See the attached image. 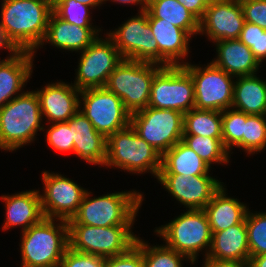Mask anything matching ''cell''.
I'll return each instance as SVG.
<instances>
[{"mask_svg":"<svg viewBox=\"0 0 266 267\" xmlns=\"http://www.w3.org/2000/svg\"><path fill=\"white\" fill-rule=\"evenodd\" d=\"M194 104L193 79L183 66L163 67L154 76L148 106L185 114Z\"/></svg>","mask_w":266,"mask_h":267,"instance_id":"14","label":"cell"},{"mask_svg":"<svg viewBox=\"0 0 266 267\" xmlns=\"http://www.w3.org/2000/svg\"><path fill=\"white\" fill-rule=\"evenodd\" d=\"M225 185L224 183L203 209L207 215L211 232L226 230L242 223L249 209L247 203L228 195Z\"/></svg>","mask_w":266,"mask_h":267,"instance_id":"25","label":"cell"},{"mask_svg":"<svg viewBox=\"0 0 266 267\" xmlns=\"http://www.w3.org/2000/svg\"><path fill=\"white\" fill-rule=\"evenodd\" d=\"M92 11V7L75 0L53 1V12L69 24H74L84 28H103L102 26L99 27L96 24L94 25Z\"/></svg>","mask_w":266,"mask_h":267,"instance_id":"35","label":"cell"},{"mask_svg":"<svg viewBox=\"0 0 266 267\" xmlns=\"http://www.w3.org/2000/svg\"><path fill=\"white\" fill-rule=\"evenodd\" d=\"M34 58V53L28 51L0 58V109L26 91L35 67Z\"/></svg>","mask_w":266,"mask_h":267,"instance_id":"23","label":"cell"},{"mask_svg":"<svg viewBox=\"0 0 266 267\" xmlns=\"http://www.w3.org/2000/svg\"><path fill=\"white\" fill-rule=\"evenodd\" d=\"M41 173L43 188L39 194L44 216L69 221L89 189L59 172L44 170Z\"/></svg>","mask_w":266,"mask_h":267,"instance_id":"15","label":"cell"},{"mask_svg":"<svg viewBox=\"0 0 266 267\" xmlns=\"http://www.w3.org/2000/svg\"><path fill=\"white\" fill-rule=\"evenodd\" d=\"M266 150V115L250 114L244 121L243 152L246 157Z\"/></svg>","mask_w":266,"mask_h":267,"instance_id":"34","label":"cell"},{"mask_svg":"<svg viewBox=\"0 0 266 267\" xmlns=\"http://www.w3.org/2000/svg\"><path fill=\"white\" fill-rule=\"evenodd\" d=\"M245 224L247 227L250 256L266 253V211L248 209Z\"/></svg>","mask_w":266,"mask_h":267,"instance_id":"36","label":"cell"},{"mask_svg":"<svg viewBox=\"0 0 266 267\" xmlns=\"http://www.w3.org/2000/svg\"><path fill=\"white\" fill-rule=\"evenodd\" d=\"M107 159L103 167L157 179L162 155L142 139L129 124L107 138Z\"/></svg>","mask_w":266,"mask_h":267,"instance_id":"5","label":"cell"},{"mask_svg":"<svg viewBox=\"0 0 266 267\" xmlns=\"http://www.w3.org/2000/svg\"><path fill=\"white\" fill-rule=\"evenodd\" d=\"M259 76L235 77L232 108L246 114L266 115V79Z\"/></svg>","mask_w":266,"mask_h":267,"instance_id":"27","label":"cell"},{"mask_svg":"<svg viewBox=\"0 0 266 267\" xmlns=\"http://www.w3.org/2000/svg\"><path fill=\"white\" fill-rule=\"evenodd\" d=\"M184 114L172 109L147 106L132 113L130 125L161 155L182 141Z\"/></svg>","mask_w":266,"mask_h":267,"instance_id":"9","label":"cell"},{"mask_svg":"<svg viewBox=\"0 0 266 267\" xmlns=\"http://www.w3.org/2000/svg\"><path fill=\"white\" fill-rule=\"evenodd\" d=\"M212 175L183 176L158 174L157 182L172 199L186 210L204 209L213 195L223 186L220 178Z\"/></svg>","mask_w":266,"mask_h":267,"instance_id":"16","label":"cell"},{"mask_svg":"<svg viewBox=\"0 0 266 267\" xmlns=\"http://www.w3.org/2000/svg\"><path fill=\"white\" fill-rule=\"evenodd\" d=\"M43 131H45L44 134L46 133L45 142L50 149L61 154H73L74 140L68 122L44 124Z\"/></svg>","mask_w":266,"mask_h":267,"instance_id":"37","label":"cell"},{"mask_svg":"<svg viewBox=\"0 0 266 267\" xmlns=\"http://www.w3.org/2000/svg\"><path fill=\"white\" fill-rule=\"evenodd\" d=\"M20 236V267L59 266L69 247L66 220L44 217Z\"/></svg>","mask_w":266,"mask_h":267,"instance_id":"4","label":"cell"},{"mask_svg":"<svg viewBox=\"0 0 266 267\" xmlns=\"http://www.w3.org/2000/svg\"><path fill=\"white\" fill-rule=\"evenodd\" d=\"M182 142L210 167H214V164L228 166L231 163L230 153L225 149L222 137L183 135Z\"/></svg>","mask_w":266,"mask_h":267,"instance_id":"30","label":"cell"},{"mask_svg":"<svg viewBox=\"0 0 266 267\" xmlns=\"http://www.w3.org/2000/svg\"><path fill=\"white\" fill-rule=\"evenodd\" d=\"M79 110L105 138L130 124L131 114L122 100L105 87L81 90Z\"/></svg>","mask_w":266,"mask_h":267,"instance_id":"13","label":"cell"},{"mask_svg":"<svg viewBox=\"0 0 266 267\" xmlns=\"http://www.w3.org/2000/svg\"><path fill=\"white\" fill-rule=\"evenodd\" d=\"M148 22L159 48V65L169 67L188 64L193 37L168 22H159V18H154L149 12Z\"/></svg>","mask_w":266,"mask_h":267,"instance_id":"19","label":"cell"},{"mask_svg":"<svg viewBox=\"0 0 266 267\" xmlns=\"http://www.w3.org/2000/svg\"><path fill=\"white\" fill-rule=\"evenodd\" d=\"M59 267H105V258L67 248Z\"/></svg>","mask_w":266,"mask_h":267,"instance_id":"39","label":"cell"},{"mask_svg":"<svg viewBox=\"0 0 266 267\" xmlns=\"http://www.w3.org/2000/svg\"><path fill=\"white\" fill-rule=\"evenodd\" d=\"M211 170L212 167L180 141L162 155L159 174L212 175Z\"/></svg>","mask_w":266,"mask_h":267,"instance_id":"28","label":"cell"},{"mask_svg":"<svg viewBox=\"0 0 266 267\" xmlns=\"http://www.w3.org/2000/svg\"><path fill=\"white\" fill-rule=\"evenodd\" d=\"M211 233V246L206 258L249 262L250 250L245 220L226 230Z\"/></svg>","mask_w":266,"mask_h":267,"instance_id":"26","label":"cell"},{"mask_svg":"<svg viewBox=\"0 0 266 267\" xmlns=\"http://www.w3.org/2000/svg\"><path fill=\"white\" fill-rule=\"evenodd\" d=\"M199 21L202 19L207 5L202 0H177Z\"/></svg>","mask_w":266,"mask_h":267,"instance_id":"42","label":"cell"},{"mask_svg":"<svg viewBox=\"0 0 266 267\" xmlns=\"http://www.w3.org/2000/svg\"><path fill=\"white\" fill-rule=\"evenodd\" d=\"M139 236L138 234L135 245L142 251L144 267H184V262L187 265L190 263V267L196 265V263H192L185 255L176 252L164 243L150 245L151 243L149 241Z\"/></svg>","mask_w":266,"mask_h":267,"instance_id":"32","label":"cell"},{"mask_svg":"<svg viewBox=\"0 0 266 267\" xmlns=\"http://www.w3.org/2000/svg\"><path fill=\"white\" fill-rule=\"evenodd\" d=\"M105 267H144L142 251L134 244L123 254L105 258Z\"/></svg>","mask_w":266,"mask_h":267,"instance_id":"41","label":"cell"},{"mask_svg":"<svg viewBox=\"0 0 266 267\" xmlns=\"http://www.w3.org/2000/svg\"><path fill=\"white\" fill-rule=\"evenodd\" d=\"M249 115L232 107L222 111V142L230 156L235 148L243 151L244 121Z\"/></svg>","mask_w":266,"mask_h":267,"instance_id":"33","label":"cell"},{"mask_svg":"<svg viewBox=\"0 0 266 267\" xmlns=\"http://www.w3.org/2000/svg\"><path fill=\"white\" fill-rule=\"evenodd\" d=\"M202 1L208 6L220 0H202Z\"/></svg>","mask_w":266,"mask_h":267,"instance_id":"48","label":"cell"},{"mask_svg":"<svg viewBox=\"0 0 266 267\" xmlns=\"http://www.w3.org/2000/svg\"><path fill=\"white\" fill-rule=\"evenodd\" d=\"M7 50L9 54L8 57L13 56L18 50L14 47V45L9 41L6 34L4 33L3 28L0 26V51Z\"/></svg>","mask_w":266,"mask_h":267,"instance_id":"44","label":"cell"},{"mask_svg":"<svg viewBox=\"0 0 266 267\" xmlns=\"http://www.w3.org/2000/svg\"><path fill=\"white\" fill-rule=\"evenodd\" d=\"M103 36L78 54L75 78L71 82L80 91L105 87L109 75L123 60L114 42L105 33Z\"/></svg>","mask_w":266,"mask_h":267,"instance_id":"10","label":"cell"},{"mask_svg":"<svg viewBox=\"0 0 266 267\" xmlns=\"http://www.w3.org/2000/svg\"><path fill=\"white\" fill-rule=\"evenodd\" d=\"M147 11L159 22H168L187 31L193 38L199 32V20L177 0H148Z\"/></svg>","mask_w":266,"mask_h":267,"instance_id":"29","label":"cell"},{"mask_svg":"<svg viewBox=\"0 0 266 267\" xmlns=\"http://www.w3.org/2000/svg\"><path fill=\"white\" fill-rule=\"evenodd\" d=\"M249 267H266V253L250 256Z\"/></svg>","mask_w":266,"mask_h":267,"instance_id":"46","label":"cell"},{"mask_svg":"<svg viewBox=\"0 0 266 267\" xmlns=\"http://www.w3.org/2000/svg\"><path fill=\"white\" fill-rule=\"evenodd\" d=\"M155 227L154 234L176 252L185 255L192 263H198L199 253L207 257L212 233L203 209L183 210V213Z\"/></svg>","mask_w":266,"mask_h":267,"instance_id":"6","label":"cell"},{"mask_svg":"<svg viewBox=\"0 0 266 267\" xmlns=\"http://www.w3.org/2000/svg\"><path fill=\"white\" fill-rule=\"evenodd\" d=\"M245 23L239 0H220L208 5L199 21L198 35L208 42L239 39Z\"/></svg>","mask_w":266,"mask_h":267,"instance_id":"17","label":"cell"},{"mask_svg":"<svg viewBox=\"0 0 266 267\" xmlns=\"http://www.w3.org/2000/svg\"><path fill=\"white\" fill-rule=\"evenodd\" d=\"M107 1L115 4H121L122 6L123 4L127 6H130V4L131 6H138V12L146 11L148 2V0H104V3H108Z\"/></svg>","mask_w":266,"mask_h":267,"instance_id":"45","label":"cell"},{"mask_svg":"<svg viewBox=\"0 0 266 267\" xmlns=\"http://www.w3.org/2000/svg\"><path fill=\"white\" fill-rule=\"evenodd\" d=\"M194 84V108L224 111L232 107L235 77L211 62L206 65L189 62L183 65Z\"/></svg>","mask_w":266,"mask_h":267,"instance_id":"11","label":"cell"},{"mask_svg":"<svg viewBox=\"0 0 266 267\" xmlns=\"http://www.w3.org/2000/svg\"><path fill=\"white\" fill-rule=\"evenodd\" d=\"M245 22L266 30V0H239Z\"/></svg>","mask_w":266,"mask_h":267,"instance_id":"40","label":"cell"},{"mask_svg":"<svg viewBox=\"0 0 266 267\" xmlns=\"http://www.w3.org/2000/svg\"><path fill=\"white\" fill-rule=\"evenodd\" d=\"M0 26L18 51L34 53L42 43L53 2L50 0H2Z\"/></svg>","mask_w":266,"mask_h":267,"instance_id":"1","label":"cell"},{"mask_svg":"<svg viewBox=\"0 0 266 267\" xmlns=\"http://www.w3.org/2000/svg\"><path fill=\"white\" fill-rule=\"evenodd\" d=\"M201 267H249V262L229 261V260H216L205 258L202 259Z\"/></svg>","mask_w":266,"mask_h":267,"instance_id":"43","label":"cell"},{"mask_svg":"<svg viewBox=\"0 0 266 267\" xmlns=\"http://www.w3.org/2000/svg\"><path fill=\"white\" fill-rule=\"evenodd\" d=\"M183 135L222 137V112L193 108L184 114Z\"/></svg>","mask_w":266,"mask_h":267,"instance_id":"31","label":"cell"},{"mask_svg":"<svg viewBox=\"0 0 266 267\" xmlns=\"http://www.w3.org/2000/svg\"><path fill=\"white\" fill-rule=\"evenodd\" d=\"M239 40L251 49L254 57L262 65L266 61V30L258 25L244 23Z\"/></svg>","mask_w":266,"mask_h":267,"instance_id":"38","label":"cell"},{"mask_svg":"<svg viewBox=\"0 0 266 267\" xmlns=\"http://www.w3.org/2000/svg\"><path fill=\"white\" fill-rule=\"evenodd\" d=\"M162 68L158 64L123 59L109 75L105 88L122 100L130 114L135 113L148 106L152 81Z\"/></svg>","mask_w":266,"mask_h":267,"instance_id":"7","label":"cell"},{"mask_svg":"<svg viewBox=\"0 0 266 267\" xmlns=\"http://www.w3.org/2000/svg\"><path fill=\"white\" fill-rule=\"evenodd\" d=\"M216 56L210 62L233 77L258 74L262 65L253 52L239 39L219 40L214 43Z\"/></svg>","mask_w":266,"mask_h":267,"instance_id":"24","label":"cell"},{"mask_svg":"<svg viewBox=\"0 0 266 267\" xmlns=\"http://www.w3.org/2000/svg\"><path fill=\"white\" fill-rule=\"evenodd\" d=\"M36 88L44 124L67 122L79 110L80 90L71 82L52 81Z\"/></svg>","mask_w":266,"mask_h":267,"instance_id":"18","label":"cell"},{"mask_svg":"<svg viewBox=\"0 0 266 267\" xmlns=\"http://www.w3.org/2000/svg\"><path fill=\"white\" fill-rule=\"evenodd\" d=\"M104 33L114 42L123 59L159 65V48L148 22V11L124 20L114 30Z\"/></svg>","mask_w":266,"mask_h":267,"instance_id":"12","label":"cell"},{"mask_svg":"<svg viewBox=\"0 0 266 267\" xmlns=\"http://www.w3.org/2000/svg\"><path fill=\"white\" fill-rule=\"evenodd\" d=\"M102 28H84L74 24H69L59 18L54 12L50 15L45 37L34 52L45 47V44L61 52L79 53L85 50L99 35L103 34ZM48 43V44H47Z\"/></svg>","mask_w":266,"mask_h":267,"instance_id":"20","label":"cell"},{"mask_svg":"<svg viewBox=\"0 0 266 267\" xmlns=\"http://www.w3.org/2000/svg\"><path fill=\"white\" fill-rule=\"evenodd\" d=\"M74 140L73 155L89 165L103 167L107 159V138L98 133L90 120L78 110L68 121Z\"/></svg>","mask_w":266,"mask_h":267,"instance_id":"21","label":"cell"},{"mask_svg":"<svg viewBox=\"0 0 266 267\" xmlns=\"http://www.w3.org/2000/svg\"><path fill=\"white\" fill-rule=\"evenodd\" d=\"M93 194L92 191L87 190L78 211L67 221L68 225L94 227L135 225L145 200L144 192L136 189L107 192L94 197Z\"/></svg>","mask_w":266,"mask_h":267,"instance_id":"2","label":"cell"},{"mask_svg":"<svg viewBox=\"0 0 266 267\" xmlns=\"http://www.w3.org/2000/svg\"><path fill=\"white\" fill-rule=\"evenodd\" d=\"M134 228V225H68L69 248L104 258L120 255L135 244L138 235Z\"/></svg>","mask_w":266,"mask_h":267,"instance_id":"8","label":"cell"},{"mask_svg":"<svg viewBox=\"0 0 266 267\" xmlns=\"http://www.w3.org/2000/svg\"><path fill=\"white\" fill-rule=\"evenodd\" d=\"M44 121L37 93L30 89L0 109V150L15 153L36 141Z\"/></svg>","mask_w":266,"mask_h":267,"instance_id":"3","label":"cell"},{"mask_svg":"<svg viewBox=\"0 0 266 267\" xmlns=\"http://www.w3.org/2000/svg\"><path fill=\"white\" fill-rule=\"evenodd\" d=\"M77 2H80L82 4L88 5L90 7H92L94 10L99 8L105 4L104 0H75Z\"/></svg>","mask_w":266,"mask_h":267,"instance_id":"47","label":"cell"},{"mask_svg":"<svg viewBox=\"0 0 266 267\" xmlns=\"http://www.w3.org/2000/svg\"><path fill=\"white\" fill-rule=\"evenodd\" d=\"M5 203V220L2 231L20 228L23 232L32 225L40 222L45 216L42 211L39 188L19 191L14 194H2L0 197ZM18 226V227H17Z\"/></svg>","mask_w":266,"mask_h":267,"instance_id":"22","label":"cell"}]
</instances>
